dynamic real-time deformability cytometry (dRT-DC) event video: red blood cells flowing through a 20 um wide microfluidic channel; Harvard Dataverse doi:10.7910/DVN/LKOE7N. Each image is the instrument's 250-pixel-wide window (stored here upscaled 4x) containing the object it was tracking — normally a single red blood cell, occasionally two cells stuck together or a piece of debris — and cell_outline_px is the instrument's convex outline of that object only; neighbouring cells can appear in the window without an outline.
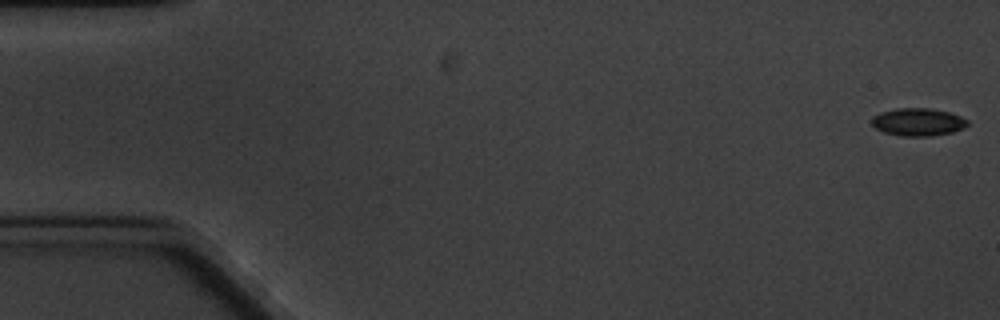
{"species": "common noctule bat (a hibernating species)", "species_latin": "Nyctalus noctula", "temperature_condition": "cold", "stored_images_in_passage": 6, "camera_frame_rate_fps": 3000, "um_per_image_px": 0.085, "animal": {"sex": "male", "body_mass_g": 20.1, "forearm_length_mm": 53.5}, "frame": {"image": 1, "passage_image": 1, "time_ms": 0.0, "image_size_px": [1000, 320], "cell_outline_px": [[968, 124], [964, 128], [952, 132], [932, 136], [900, 136], [884, 132], [876, 128], [872, 124], [872, 116], [880, 112], [896, 108], [928, 108], [948, 112], [960, 116], [968, 120]], "centroid_in_image_um": [78.02, 10.37], "position_along_channel_um": 7.0, "area_um2": 15.49}}
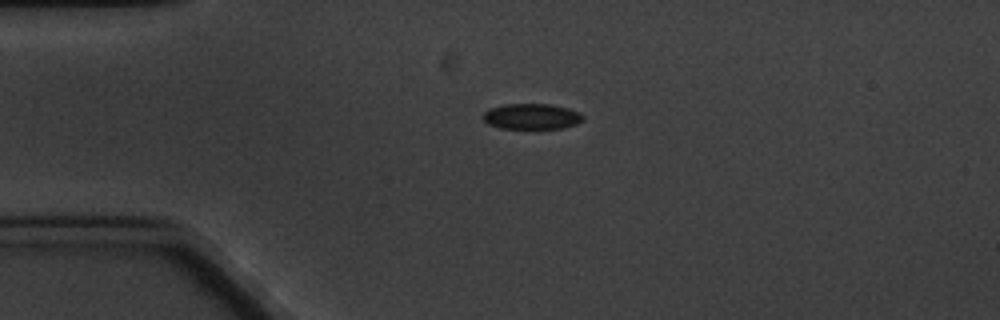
{"frame": {"image": 2, "passage_image": 4, "time_ms": 4.333, "image_size_px": [1000, 320], "cell_outline_px": [[584, 120], [576, 124], [564, 128], [500, 128], [488, 124], [480, 116], [488, 108], [504, 104], [552, 104], [568, 108], [580, 112], [584, 116]], "centroid_in_image_um": [45.18, 9.89], "position_along_channel_um": 39.8, "area_um2": 15.14}}